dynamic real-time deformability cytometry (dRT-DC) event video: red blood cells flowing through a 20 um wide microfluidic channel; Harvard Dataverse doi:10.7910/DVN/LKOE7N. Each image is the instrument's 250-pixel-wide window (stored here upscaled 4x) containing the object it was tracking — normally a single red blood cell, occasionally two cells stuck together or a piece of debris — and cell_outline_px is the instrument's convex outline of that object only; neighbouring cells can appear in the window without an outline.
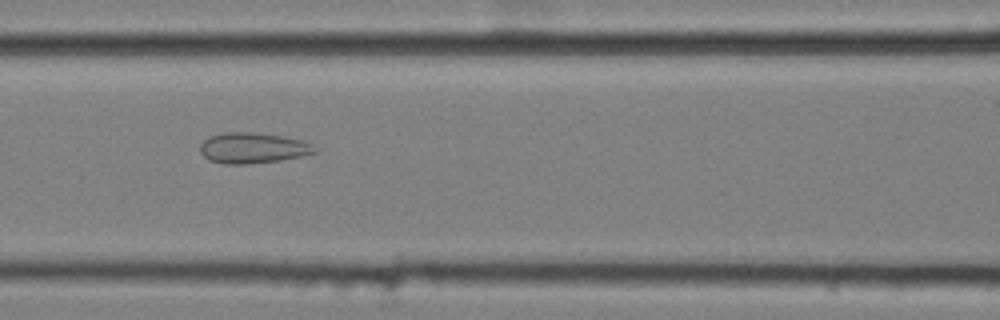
{"species": "common noctule bat (a hibernating species)", "species_latin": "Nyctalus noctula", "temperature_condition": "cold", "stored_images_in_passage": 7, "camera_frame_rate_fps": 3000, "um_per_image_px": 0.085, "animal": {"sex": "female", "body_mass_g": 25.1}, "frame": {"image": 1, "passage_image": 7, "time_ms": 2.0, "image_size_px": [1000, 320], "cell_outline_px": [[316, 152], [300, 156], [280, 160], [248, 164], [220, 164], [208, 160], [200, 152], [200, 144], [208, 136], [224, 132], [252, 132], [280, 136], [304, 140], [312, 144], [316, 148]], "centroid_in_image_um": [21.45, 12.58], "position_along_channel_um": 145.2, "area_um2": 20.58}}